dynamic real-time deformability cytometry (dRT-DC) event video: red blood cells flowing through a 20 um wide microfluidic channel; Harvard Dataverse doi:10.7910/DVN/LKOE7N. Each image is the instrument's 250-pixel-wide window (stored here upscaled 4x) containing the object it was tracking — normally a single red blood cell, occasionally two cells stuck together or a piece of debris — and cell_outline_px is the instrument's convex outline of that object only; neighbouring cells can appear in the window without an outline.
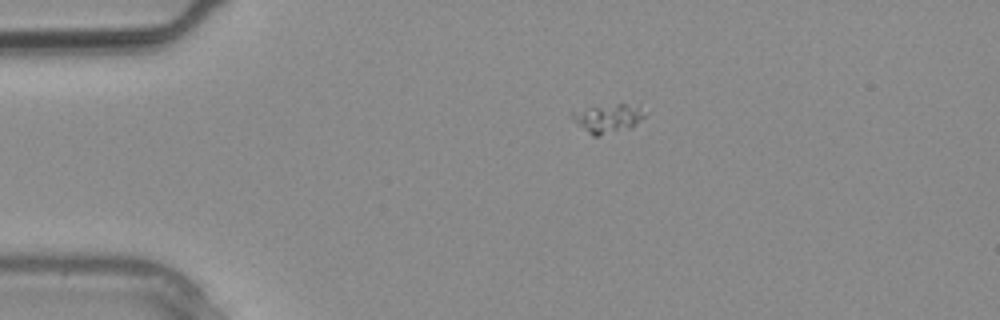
{"species": "common noctule bat (a hibernating species)", "species_latin": "Nyctalus noctula", "temperature_condition": "warm", "stored_images_in_passage": 3, "segment_of_instrument_passage": [2, 2], "camera_frame_rate_fps": 3000, "um_per_image_px": 0.085, "animal": {"sex": "male", "body_mass_g": 20.4}, "frame": {"image": 1, "passage_image": 3, "time_ms": 0.667, "image_size_px": [1000, 320], "cell_outline_px": [[644, 116], [628, 128], [596, 136], [592, 136], [572, 120], [572, 112], [588, 108], [616, 104], [624, 104], [636, 108]], "centroid_in_image_um": [51.55, 10.08], "position_along_channel_um": 33.4, "area_um2": 11.21}}